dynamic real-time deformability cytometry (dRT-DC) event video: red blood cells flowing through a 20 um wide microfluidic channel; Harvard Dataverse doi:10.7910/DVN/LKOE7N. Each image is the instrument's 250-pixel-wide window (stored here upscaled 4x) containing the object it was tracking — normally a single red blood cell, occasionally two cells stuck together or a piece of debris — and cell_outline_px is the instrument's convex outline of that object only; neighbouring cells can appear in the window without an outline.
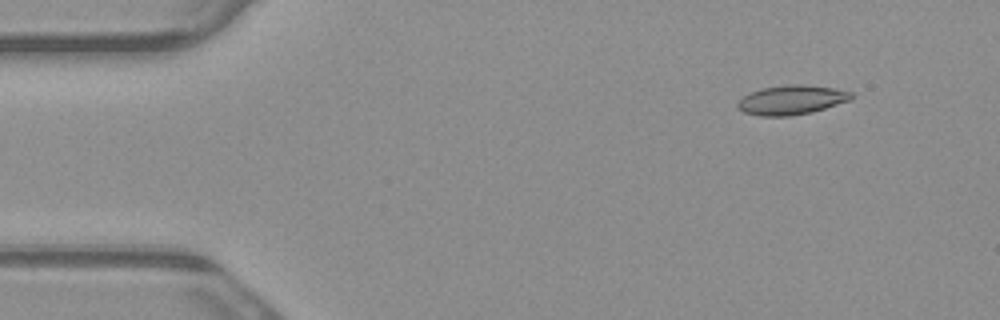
{"species": "common noctule bat (a hibernating species)", "species_latin": "Nyctalus noctula", "temperature_condition": "warm", "stored_images_in_passage": 5, "camera_frame_rate_fps": 3000, "um_per_image_px": 0.085, "animal": {"sex": "male", "body_mass_g": 23.1, "forearm_length_mm": 52.7}, "frame": {"image": 1, "passage_image": 2, "time_ms": 0.333, "image_size_px": [1000, 320], "cell_outline_px": [[852, 100], [812, 112], [788, 116], [760, 116], [744, 112], [736, 108], [736, 104], [744, 96], [760, 88], [788, 84], [800, 84], [832, 88], [852, 92]], "centroid_in_image_um": [67.27, 8.5], "position_along_channel_um": 17.7, "area_um2": 19.42}}
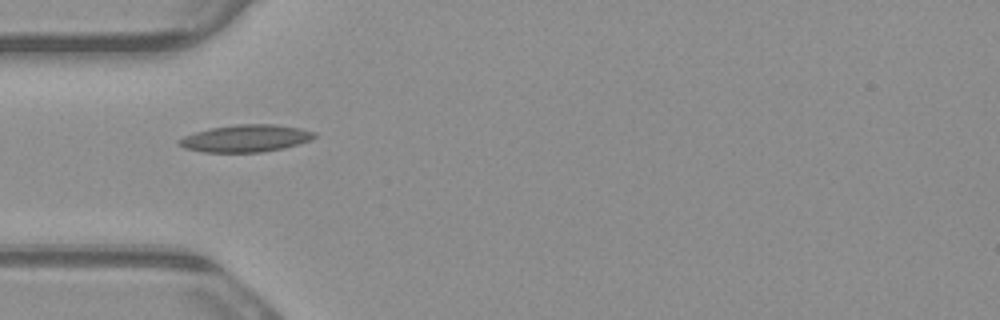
{"frame": {"image": 2, "passage_image": 5, "time_ms": 1.333, "image_size_px": [1000, 320], "cell_outline_px": [[316, 136], [312, 140], [300, 144], [284, 148], [260, 152], [204, 152], [184, 148], [176, 144], [176, 140], [184, 136], [196, 132], [212, 128], [236, 124], [272, 124], [300, 128], [316, 132]], "centroid_in_image_um": [20.89, 11.76], "position_along_channel_um": 64.1, "area_um2": 21.56}}